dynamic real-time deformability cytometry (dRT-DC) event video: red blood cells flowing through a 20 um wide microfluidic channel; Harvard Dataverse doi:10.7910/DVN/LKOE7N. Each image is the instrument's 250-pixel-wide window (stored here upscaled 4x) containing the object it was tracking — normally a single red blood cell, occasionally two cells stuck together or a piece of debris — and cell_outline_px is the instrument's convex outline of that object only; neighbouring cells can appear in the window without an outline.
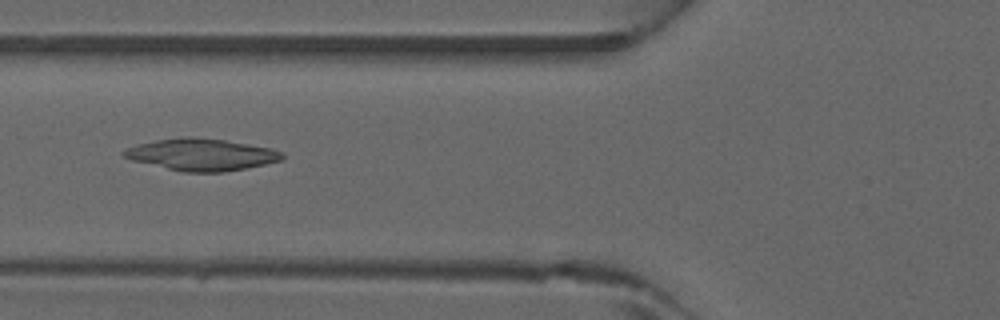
{"species": "common noctule bat (a hibernating species)", "species_latin": "Nyctalus noctula", "temperature_condition": "warm", "stored_images_in_passage": 41, "camera_frame_rate_fps": 3000, "um_per_image_px": 0.085, "animal": {"sex": "male", "forearm_length_mm": 52.5}, "frame": {"image": 1, "passage_image": 16, "time_ms": 5.0, "image_size_px": [1000, 320], "cell_outline_px": [[284, 160], [248, 168], [224, 172], [184, 172], [132, 160], [124, 156], [120, 152], [136, 144], [156, 140], [180, 136], [192, 136], [224, 140], [272, 148], [284, 152]], "centroid_in_image_um": [17.16, 13.13], "position_along_channel_um": 108.6, "area_um2": 29.59}}
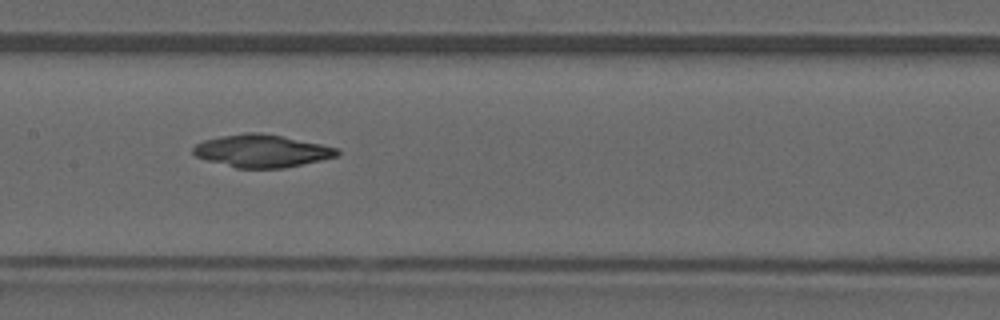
{"frame": {"image": 2, "passage_image": 21, "time_ms": 6.667, "image_size_px": [1000, 320], "cell_outline_px": [[340, 152], [336, 156], [320, 160], [284, 168], [236, 168], [208, 160], [196, 156], [192, 152], [192, 148], [196, 144], [204, 140], [224, 136], [248, 132], [260, 132], [340, 148]], "centroid_in_image_um": [22.25, 12.83], "position_along_channel_um": 185.2, "area_um2": 26.99}}
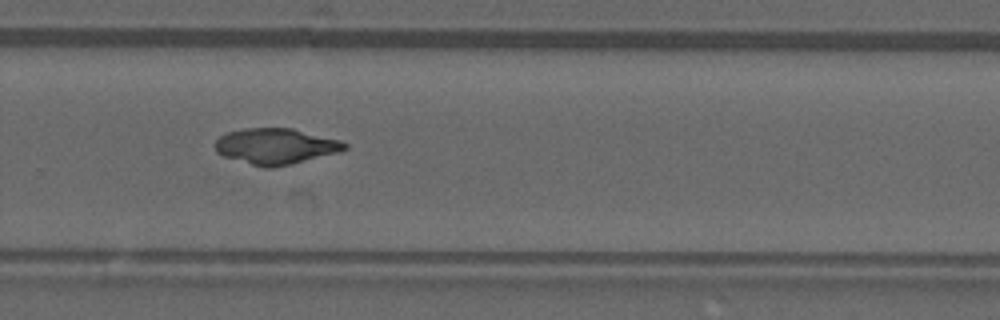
{"frame": {"image": 3, "passage_image": 29, "time_ms": 9.333, "image_size_px": [1000, 320], "cell_outline_px": [[348, 148], [340, 152], [292, 164], [272, 168], [264, 168], [224, 156], [216, 152], [212, 144], [224, 132], [244, 128], [292, 128], [340, 140], [348, 144]], "centroid_in_image_um": [23.42, 12.43], "position_along_channel_um": 306.4, "area_um2": 27.34}}